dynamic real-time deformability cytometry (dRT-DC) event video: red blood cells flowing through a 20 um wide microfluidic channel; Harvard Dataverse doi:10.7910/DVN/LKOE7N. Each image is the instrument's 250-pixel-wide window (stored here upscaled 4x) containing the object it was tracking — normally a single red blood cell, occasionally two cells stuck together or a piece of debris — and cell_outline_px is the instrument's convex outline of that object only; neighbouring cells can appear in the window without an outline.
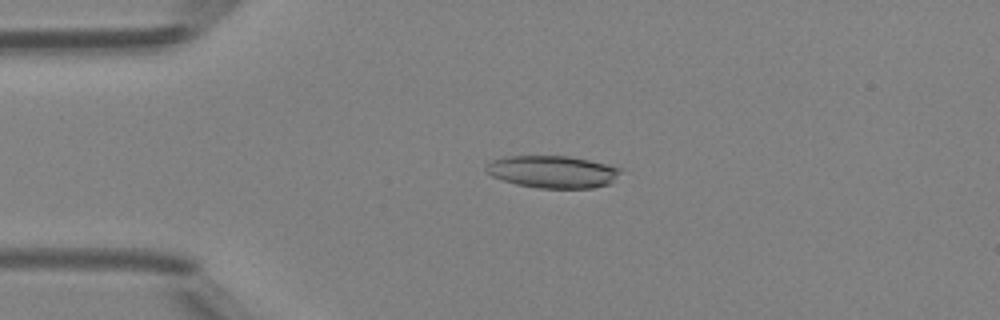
{"species": "Egyptian fruit bat (a non-hibernating species)", "species_latin": "Rousettus aegyptiacus", "temperature_condition": "room temperature", "stored_images_in_passage": 46, "camera_frame_rate_fps": 3000, "um_per_image_px": 0.085, "animal": {"sex": "female"}, "frame": {"image": 1, "passage_image": 11, "time_ms": 3.333, "image_size_px": [1000, 320], "cell_outline_px": [[624, 168], [608, 184], [592, 188], [540, 188], [516, 184], [492, 176], [484, 172], [484, 168], [492, 160], [504, 156], [568, 156], [608, 164]], "centroid_in_image_um": [46.95, 14.59], "position_along_channel_um": 38.1, "area_um2": 25.26}}
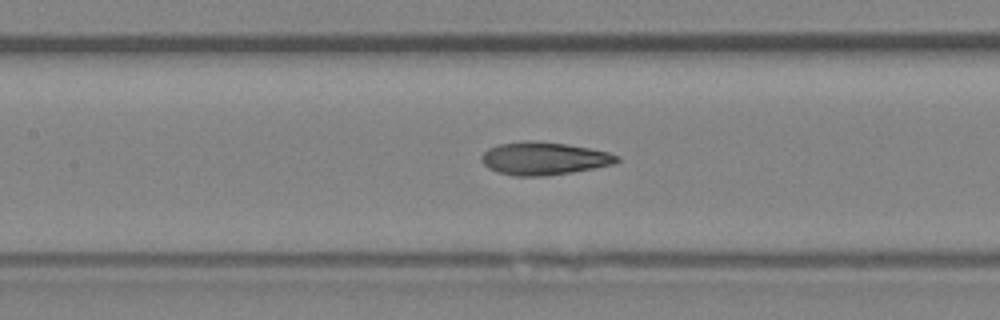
{"frame": {"image": 2, "passage_image": 22, "time_ms": 7.0, "image_size_px": [1000, 320], "cell_outline_px": [[620, 160], [612, 164], [572, 172], [544, 176], [516, 176], [496, 172], [488, 168], [480, 160], [480, 156], [488, 148], [500, 144], [524, 140], [536, 140], [564, 144], [588, 148], [608, 152], [620, 156]], "centroid_in_image_um": [46.19, 13.46], "position_along_channel_um": 161.2, "area_um2": 25.89}}
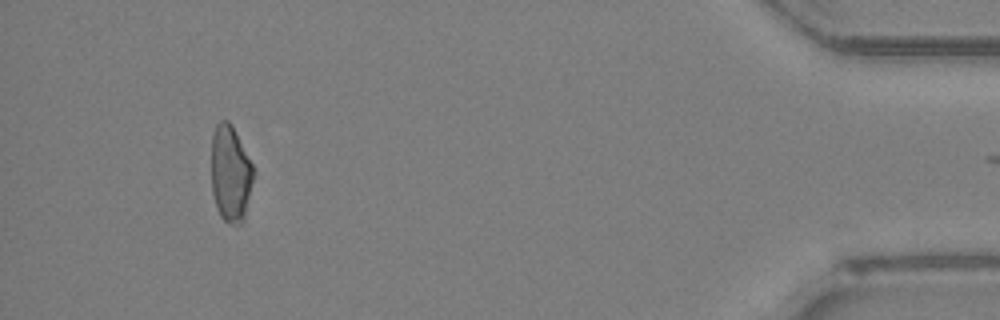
{"frame": {"image": 3, "passage_image": 45, "time_ms": 14.667, "image_size_px": [1000, 320], "cell_outline_px": [[256, 172], [244, 220], [240, 224], [228, 224], [220, 216], [216, 208], [212, 192], [212, 136], [216, 124], [220, 120], [228, 120], [232, 124]], "centroid_in_image_um": [19.61, 14.78], "position_along_channel_um": 415.6, "area_um2": 24.04}, "authors_computed_cell_mechanics": {"area_um2": 25.4898, "velocity_mm_per_s": 4.2399, "shape_relaxation_time_tau1_ms": 8.7998, "shape_relaxation_time_tau2_ms": 1.6972, "deformation_change_tau1": 0.2591, "deformation_change_tau2": 0.0957}}